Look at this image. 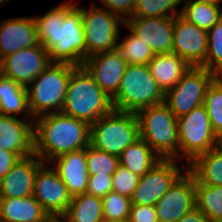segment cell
Listing matches in <instances>:
<instances>
[{
    "label": "cell",
    "instance_id": "obj_1",
    "mask_svg": "<svg viewBox=\"0 0 222 222\" xmlns=\"http://www.w3.org/2000/svg\"><path fill=\"white\" fill-rule=\"evenodd\" d=\"M38 42L52 62L82 66L86 44L82 25V7L62 3L44 16L34 17Z\"/></svg>",
    "mask_w": 222,
    "mask_h": 222
},
{
    "label": "cell",
    "instance_id": "obj_2",
    "mask_svg": "<svg viewBox=\"0 0 222 222\" xmlns=\"http://www.w3.org/2000/svg\"><path fill=\"white\" fill-rule=\"evenodd\" d=\"M90 144V125L61 112H49L34 122V153L45 163L86 148Z\"/></svg>",
    "mask_w": 222,
    "mask_h": 222
},
{
    "label": "cell",
    "instance_id": "obj_3",
    "mask_svg": "<svg viewBox=\"0 0 222 222\" xmlns=\"http://www.w3.org/2000/svg\"><path fill=\"white\" fill-rule=\"evenodd\" d=\"M112 109L108 95L83 66H78L71 73L61 113L92 125Z\"/></svg>",
    "mask_w": 222,
    "mask_h": 222
},
{
    "label": "cell",
    "instance_id": "obj_4",
    "mask_svg": "<svg viewBox=\"0 0 222 222\" xmlns=\"http://www.w3.org/2000/svg\"><path fill=\"white\" fill-rule=\"evenodd\" d=\"M140 137L161 159L179 158L178 119L165 103L139 110ZM178 151V152H177Z\"/></svg>",
    "mask_w": 222,
    "mask_h": 222
},
{
    "label": "cell",
    "instance_id": "obj_5",
    "mask_svg": "<svg viewBox=\"0 0 222 222\" xmlns=\"http://www.w3.org/2000/svg\"><path fill=\"white\" fill-rule=\"evenodd\" d=\"M77 67L69 63L52 62L33 80V86L27 88L32 119L48 114L50 109L53 113L61 112L71 73Z\"/></svg>",
    "mask_w": 222,
    "mask_h": 222
},
{
    "label": "cell",
    "instance_id": "obj_6",
    "mask_svg": "<svg viewBox=\"0 0 222 222\" xmlns=\"http://www.w3.org/2000/svg\"><path fill=\"white\" fill-rule=\"evenodd\" d=\"M165 93L152 77L148 65H127L116 95L113 109L137 113L139 110L164 103Z\"/></svg>",
    "mask_w": 222,
    "mask_h": 222
},
{
    "label": "cell",
    "instance_id": "obj_7",
    "mask_svg": "<svg viewBox=\"0 0 222 222\" xmlns=\"http://www.w3.org/2000/svg\"><path fill=\"white\" fill-rule=\"evenodd\" d=\"M139 138V121L133 112L112 109L90 125V145L118 157Z\"/></svg>",
    "mask_w": 222,
    "mask_h": 222
},
{
    "label": "cell",
    "instance_id": "obj_8",
    "mask_svg": "<svg viewBox=\"0 0 222 222\" xmlns=\"http://www.w3.org/2000/svg\"><path fill=\"white\" fill-rule=\"evenodd\" d=\"M216 77L202 66H191L177 84L165 93L164 103L178 119L203 104L207 89Z\"/></svg>",
    "mask_w": 222,
    "mask_h": 222
},
{
    "label": "cell",
    "instance_id": "obj_9",
    "mask_svg": "<svg viewBox=\"0 0 222 222\" xmlns=\"http://www.w3.org/2000/svg\"><path fill=\"white\" fill-rule=\"evenodd\" d=\"M124 25V17H119L96 5L87 11L82 7V25L86 44V58L117 49L119 42V22Z\"/></svg>",
    "mask_w": 222,
    "mask_h": 222
},
{
    "label": "cell",
    "instance_id": "obj_10",
    "mask_svg": "<svg viewBox=\"0 0 222 222\" xmlns=\"http://www.w3.org/2000/svg\"><path fill=\"white\" fill-rule=\"evenodd\" d=\"M179 151L190 164L197 156L208 152L217 144L207 109L202 104L178 118Z\"/></svg>",
    "mask_w": 222,
    "mask_h": 222
},
{
    "label": "cell",
    "instance_id": "obj_11",
    "mask_svg": "<svg viewBox=\"0 0 222 222\" xmlns=\"http://www.w3.org/2000/svg\"><path fill=\"white\" fill-rule=\"evenodd\" d=\"M175 161L176 159H161L140 177L131 198V205L155 206L183 174Z\"/></svg>",
    "mask_w": 222,
    "mask_h": 222
},
{
    "label": "cell",
    "instance_id": "obj_12",
    "mask_svg": "<svg viewBox=\"0 0 222 222\" xmlns=\"http://www.w3.org/2000/svg\"><path fill=\"white\" fill-rule=\"evenodd\" d=\"M52 61L48 51L41 45L23 48L0 61V73L13 79L20 86L28 88Z\"/></svg>",
    "mask_w": 222,
    "mask_h": 222
},
{
    "label": "cell",
    "instance_id": "obj_13",
    "mask_svg": "<svg viewBox=\"0 0 222 222\" xmlns=\"http://www.w3.org/2000/svg\"><path fill=\"white\" fill-rule=\"evenodd\" d=\"M195 207V177L186 167V172L155 204L158 222H177Z\"/></svg>",
    "mask_w": 222,
    "mask_h": 222
},
{
    "label": "cell",
    "instance_id": "obj_14",
    "mask_svg": "<svg viewBox=\"0 0 222 222\" xmlns=\"http://www.w3.org/2000/svg\"><path fill=\"white\" fill-rule=\"evenodd\" d=\"M44 163L34 179L33 196L48 215H64L68 210L72 196L54 168Z\"/></svg>",
    "mask_w": 222,
    "mask_h": 222
},
{
    "label": "cell",
    "instance_id": "obj_15",
    "mask_svg": "<svg viewBox=\"0 0 222 222\" xmlns=\"http://www.w3.org/2000/svg\"><path fill=\"white\" fill-rule=\"evenodd\" d=\"M207 31L188 22L181 15L174 17L172 52L191 66H201L207 55Z\"/></svg>",
    "mask_w": 222,
    "mask_h": 222
},
{
    "label": "cell",
    "instance_id": "obj_16",
    "mask_svg": "<svg viewBox=\"0 0 222 222\" xmlns=\"http://www.w3.org/2000/svg\"><path fill=\"white\" fill-rule=\"evenodd\" d=\"M127 62L117 49L101 52L85 59L83 67L96 84L112 99L121 84Z\"/></svg>",
    "mask_w": 222,
    "mask_h": 222
},
{
    "label": "cell",
    "instance_id": "obj_17",
    "mask_svg": "<svg viewBox=\"0 0 222 222\" xmlns=\"http://www.w3.org/2000/svg\"><path fill=\"white\" fill-rule=\"evenodd\" d=\"M124 25L147 44L155 54L171 53L173 17H130Z\"/></svg>",
    "mask_w": 222,
    "mask_h": 222
},
{
    "label": "cell",
    "instance_id": "obj_18",
    "mask_svg": "<svg viewBox=\"0 0 222 222\" xmlns=\"http://www.w3.org/2000/svg\"><path fill=\"white\" fill-rule=\"evenodd\" d=\"M44 162L35 154L20 160L0 179V198H23L33 195L34 179Z\"/></svg>",
    "mask_w": 222,
    "mask_h": 222
},
{
    "label": "cell",
    "instance_id": "obj_19",
    "mask_svg": "<svg viewBox=\"0 0 222 222\" xmlns=\"http://www.w3.org/2000/svg\"><path fill=\"white\" fill-rule=\"evenodd\" d=\"M38 44L34 17H17L0 23V61L20 49Z\"/></svg>",
    "mask_w": 222,
    "mask_h": 222
},
{
    "label": "cell",
    "instance_id": "obj_20",
    "mask_svg": "<svg viewBox=\"0 0 222 222\" xmlns=\"http://www.w3.org/2000/svg\"><path fill=\"white\" fill-rule=\"evenodd\" d=\"M0 150L26 157L34 153V123L0 115Z\"/></svg>",
    "mask_w": 222,
    "mask_h": 222
},
{
    "label": "cell",
    "instance_id": "obj_21",
    "mask_svg": "<svg viewBox=\"0 0 222 222\" xmlns=\"http://www.w3.org/2000/svg\"><path fill=\"white\" fill-rule=\"evenodd\" d=\"M54 161L57 162L55 170L72 197L87 192L89 173L87 171L86 148L63 154L55 158Z\"/></svg>",
    "mask_w": 222,
    "mask_h": 222
},
{
    "label": "cell",
    "instance_id": "obj_22",
    "mask_svg": "<svg viewBox=\"0 0 222 222\" xmlns=\"http://www.w3.org/2000/svg\"><path fill=\"white\" fill-rule=\"evenodd\" d=\"M152 77L161 90L166 93L172 89L191 65L176 53L155 54L148 63Z\"/></svg>",
    "mask_w": 222,
    "mask_h": 222
},
{
    "label": "cell",
    "instance_id": "obj_23",
    "mask_svg": "<svg viewBox=\"0 0 222 222\" xmlns=\"http://www.w3.org/2000/svg\"><path fill=\"white\" fill-rule=\"evenodd\" d=\"M48 216L34 196L0 198V222H41Z\"/></svg>",
    "mask_w": 222,
    "mask_h": 222
},
{
    "label": "cell",
    "instance_id": "obj_24",
    "mask_svg": "<svg viewBox=\"0 0 222 222\" xmlns=\"http://www.w3.org/2000/svg\"><path fill=\"white\" fill-rule=\"evenodd\" d=\"M188 165V170L199 183L222 186V150L218 147L197 156Z\"/></svg>",
    "mask_w": 222,
    "mask_h": 222
},
{
    "label": "cell",
    "instance_id": "obj_25",
    "mask_svg": "<svg viewBox=\"0 0 222 222\" xmlns=\"http://www.w3.org/2000/svg\"><path fill=\"white\" fill-rule=\"evenodd\" d=\"M160 160L161 158L141 137L119 156L120 165L139 177L147 173Z\"/></svg>",
    "mask_w": 222,
    "mask_h": 222
},
{
    "label": "cell",
    "instance_id": "obj_26",
    "mask_svg": "<svg viewBox=\"0 0 222 222\" xmlns=\"http://www.w3.org/2000/svg\"><path fill=\"white\" fill-rule=\"evenodd\" d=\"M22 112L31 116L27 88L0 73V115L12 117Z\"/></svg>",
    "mask_w": 222,
    "mask_h": 222
},
{
    "label": "cell",
    "instance_id": "obj_27",
    "mask_svg": "<svg viewBox=\"0 0 222 222\" xmlns=\"http://www.w3.org/2000/svg\"><path fill=\"white\" fill-rule=\"evenodd\" d=\"M64 216L68 222H99L103 219L102 198L88 193L73 196Z\"/></svg>",
    "mask_w": 222,
    "mask_h": 222
},
{
    "label": "cell",
    "instance_id": "obj_28",
    "mask_svg": "<svg viewBox=\"0 0 222 222\" xmlns=\"http://www.w3.org/2000/svg\"><path fill=\"white\" fill-rule=\"evenodd\" d=\"M180 12L188 22L194 23L206 31L210 30L222 18L220 6L200 1L187 0Z\"/></svg>",
    "mask_w": 222,
    "mask_h": 222
},
{
    "label": "cell",
    "instance_id": "obj_29",
    "mask_svg": "<svg viewBox=\"0 0 222 222\" xmlns=\"http://www.w3.org/2000/svg\"><path fill=\"white\" fill-rule=\"evenodd\" d=\"M196 207L210 220L222 221V186L205 185L195 179Z\"/></svg>",
    "mask_w": 222,
    "mask_h": 222
},
{
    "label": "cell",
    "instance_id": "obj_30",
    "mask_svg": "<svg viewBox=\"0 0 222 222\" xmlns=\"http://www.w3.org/2000/svg\"><path fill=\"white\" fill-rule=\"evenodd\" d=\"M119 44L117 50L128 65H148L155 53L132 31Z\"/></svg>",
    "mask_w": 222,
    "mask_h": 222
},
{
    "label": "cell",
    "instance_id": "obj_31",
    "mask_svg": "<svg viewBox=\"0 0 222 222\" xmlns=\"http://www.w3.org/2000/svg\"><path fill=\"white\" fill-rule=\"evenodd\" d=\"M203 105L207 109L213 132H222V76H217L207 89Z\"/></svg>",
    "mask_w": 222,
    "mask_h": 222
},
{
    "label": "cell",
    "instance_id": "obj_32",
    "mask_svg": "<svg viewBox=\"0 0 222 222\" xmlns=\"http://www.w3.org/2000/svg\"><path fill=\"white\" fill-rule=\"evenodd\" d=\"M207 36V55L201 66L217 76H222V18L207 31Z\"/></svg>",
    "mask_w": 222,
    "mask_h": 222
},
{
    "label": "cell",
    "instance_id": "obj_33",
    "mask_svg": "<svg viewBox=\"0 0 222 222\" xmlns=\"http://www.w3.org/2000/svg\"><path fill=\"white\" fill-rule=\"evenodd\" d=\"M86 162L89 175H112L120 165L118 156L98 150L90 144L86 147Z\"/></svg>",
    "mask_w": 222,
    "mask_h": 222
},
{
    "label": "cell",
    "instance_id": "obj_34",
    "mask_svg": "<svg viewBox=\"0 0 222 222\" xmlns=\"http://www.w3.org/2000/svg\"><path fill=\"white\" fill-rule=\"evenodd\" d=\"M182 0H137L133 17H176L181 15L177 13L175 7ZM172 11V12H170Z\"/></svg>",
    "mask_w": 222,
    "mask_h": 222
},
{
    "label": "cell",
    "instance_id": "obj_35",
    "mask_svg": "<svg viewBox=\"0 0 222 222\" xmlns=\"http://www.w3.org/2000/svg\"><path fill=\"white\" fill-rule=\"evenodd\" d=\"M103 218L118 222H127L131 199L116 192H109L102 198Z\"/></svg>",
    "mask_w": 222,
    "mask_h": 222
},
{
    "label": "cell",
    "instance_id": "obj_36",
    "mask_svg": "<svg viewBox=\"0 0 222 222\" xmlns=\"http://www.w3.org/2000/svg\"><path fill=\"white\" fill-rule=\"evenodd\" d=\"M140 177L119 165L112 174V191L132 198Z\"/></svg>",
    "mask_w": 222,
    "mask_h": 222
},
{
    "label": "cell",
    "instance_id": "obj_37",
    "mask_svg": "<svg viewBox=\"0 0 222 222\" xmlns=\"http://www.w3.org/2000/svg\"><path fill=\"white\" fill-rule=\"evenodd\" d=\"M109 192H112V175H89L86 193L103 198Z\"/></svg>",
    "mask_w": 222,
    "mask_h": 222
},
{
    "label": "cell",
    "instance_id": "obj_38",
    "mask_svg": "<svg viewBox=\"0 0 222 222\" xmlns=\"http://www.w3.org/2000/svg\"><path fill=\"white\" fill-rule=\"evenodd\" d=\"M109 12L119 16L120 14L128 17L124 18V21L133 17L137 0H101Z\"/></svg>",
    "mask_w": 222,
    "mask_h": 222
},
{
    "label": "cell",
    "instance_id": "obj_39",
    "mask_svg": "<svg viewBox=\"0 0 222 222\" xmlns=\"http://www.w3.org/2000/svg\"><path fill=\"white\" fill-rule=\"evenodd\" d=\"M127 222H158L155 206L131 205Z\"/></svg>",
    "mask_w": 222,
    "mask_h": 222
},
{
    "label": "cell",
    "instance_id": "obj_40",
    "mask_svg": "<svg viewBox=\"0 0 222 222\" xmlns=\"http://www.w3.org/2000/svg\"><path fill=\"white\" fill-rule=\"evenodd\" d=\"M17 153L0 150V179L20 160Z\"/></svg>",
    "mask_w": 222,
    "mask_h": 222
},
{
    "label": "cell",
    "instance_id": "obj_41",
    "mask_svg": "<svg viewBox=\"0 0 222 222\" xmlns=\"http://www.w3.org/2000/svg\"><path fill=\"white\" fill-rule=\"evenodd\" d=\"M177 222H210V220L197 207H195Z\"/></svg>",
    "mask_w": 222,
    "mask_h": 222
},
{
    "label": "cell",
    "instance_id": "obj_42",
    "mask_svg": "<svg viewBox=\"0 0 222 222\" xmlns=\"http://www.w3.org/2000/svg\"><path fill=\"white\" fill-rule=\"evenodd\" d=\"M63 220H62V219ZM61 219V220H60ZM68 222L64 215H48L44 220L41 222Z\"/></svg>",
    "mask_w": 222,
    "mask_h": 222
},
{
    "label": "cell",
    "instance_id": "obj_43",
    "mask_svg": "<svg viewBox=\"0 0 222 222\" xmlns=\"http://www.w3.org/2000/svg\"><path fill=\"white\" fill-rule=\"evenodd\" d=\"M195 1L210 3V4L217 5V6H220V3L222 2V0H195Z\"/></svg>",
    "mask_w": 222,
    "mask_h": 222
},
{
    "label": "cell",
    "instance_id": "obj_44",
    "mask_svg": "<svg viewBox=\"0 0 222 222\" xmlns=\"http://www.w3.org/2000/svg\"><path fill=\"white\" fill-rule=\"evenodd\" d=\"M216 147H218L220 150H222V132L217 135Z\"/></svg>",
    "mask_w": 222,
    "mask_h": 222
},
{
    "label": "cell",
    "instance_id": "obj_45",
    "mask_svg": "<svg viewBox=\"0 0 222 222\" xmlns=\"http://www.w3.org/2000/svg\"><path fill=\"white\" fill-rule=\"evenodd\" d=\"M99 222H118V221H113V220H108V219H102Z\"/></svg>",
    "mask_w": 222,
    "mask_h": 222
},
{
    "label": "cell",
    "instance_id": "obj_46",
    "mask_svg": "<svg viewBox=\"0 0 222 222\" xmlns=\"http://www.w3.org/2000/svg\"><path fill=\"white\" fill-rule=\"evenodd\" d=\"M7 0H0V5L4 4Z\"/></svg>",
    "mask_w": 222,
    "mask_h": 222
}]
</instances>
